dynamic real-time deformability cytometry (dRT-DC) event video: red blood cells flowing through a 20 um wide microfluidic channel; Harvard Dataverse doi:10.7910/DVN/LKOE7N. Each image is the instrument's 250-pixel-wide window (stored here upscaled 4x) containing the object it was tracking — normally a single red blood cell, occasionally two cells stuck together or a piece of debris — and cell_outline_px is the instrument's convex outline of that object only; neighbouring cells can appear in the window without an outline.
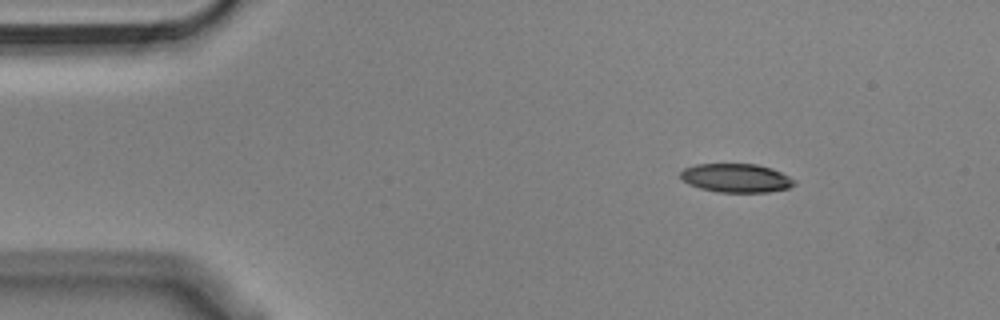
{"species": "Egyptian fruit bat (a non-hibernating species)", "species_latin": "Rousettus aegyptiacus", "temperature_condition": "cold", "stored_images_in_passage": 49, "camera_frame_rate_fps": 3000, "um_per_image_px": 0.085, "animal": {"sex": "male"}, "frame": {"image": 1, "passage_image": 1, "time_ms": 0.0, "image_size_px": [1000, 320], "cell_outline_px": [[796, 184], [788, 188], [768, 192], [720, 192], [700, 188], [688, 184], [680, 176], [680, 172], [684, 168], [696, 164], [756, 164], [772, 168], [796, 180]], "centroid_in_image_um": [62.58, 15.13], "position_along_channel_um": 22.4, "area_um2": 19.02}}
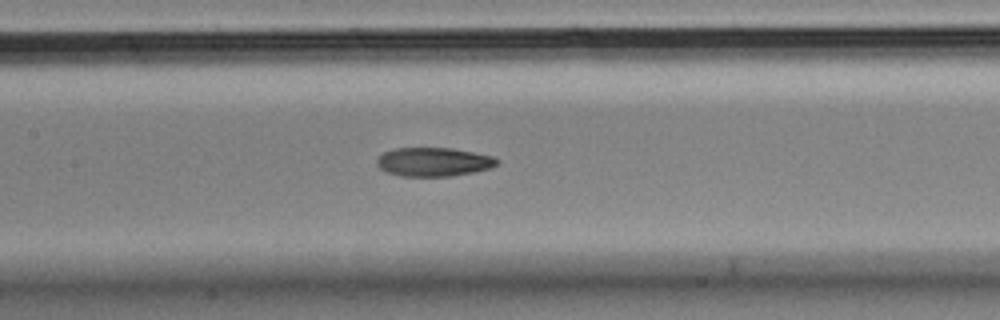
{"frame": {"image": 2, "passage_image": 19, "time_ms": 6.0, "image_size_px": [1000, 320], "cell_outline_px": [[500, 160], [492, 168], [452, 176], [400, 176], [388, 172], [380, 168], [376, 164], [376, 160], [384, 152], [396, 148], [452, 148], [496, 156]], "centroid_in_image_um": [36.89, 13.76], "position_along_channel_um": 170.5, "area_um2": 20.23}}
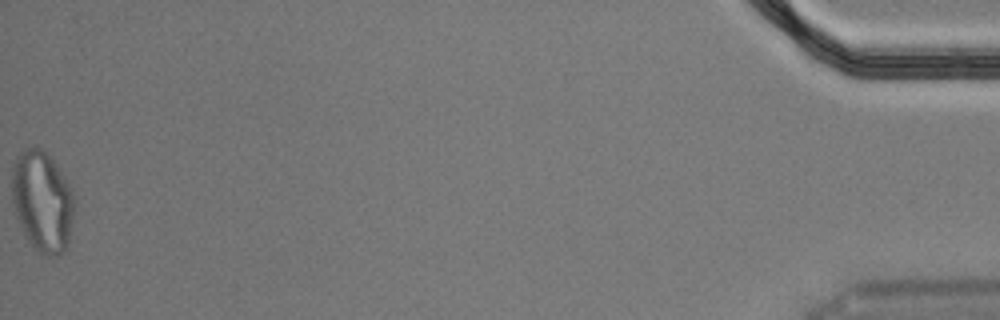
{"frame": {"image": 3, "passage_image": 49, "time_ms": 16.0, "image_size_px": [1000, 320], "cell_outline_px": [[72, 220], [68, 244], [64, 252], [60, 256], [40, 256], [36, 252], [28, 240], [16, 216], [12, 200], [12, 168], [16, 156], [24, 148], [32, 144], [36, 144], [56, 164], [72, 188]], "centroid_in_image_um": [3.57, 17.11], "position_along_channel_um": 431.6, "area_um2": 36.88}, "authors_computed_cell_mechanics": {"area_um2": 20.9814, "velocity_mm_per_s": 3.6213, "shape_relaxation_time_tau1_ms": 4.8962, "shape_relaxation_time_tau2_ms": 5.589, "deformation_change_tau1": 0.1826, "deformation_change_tau2": 0.1381}}